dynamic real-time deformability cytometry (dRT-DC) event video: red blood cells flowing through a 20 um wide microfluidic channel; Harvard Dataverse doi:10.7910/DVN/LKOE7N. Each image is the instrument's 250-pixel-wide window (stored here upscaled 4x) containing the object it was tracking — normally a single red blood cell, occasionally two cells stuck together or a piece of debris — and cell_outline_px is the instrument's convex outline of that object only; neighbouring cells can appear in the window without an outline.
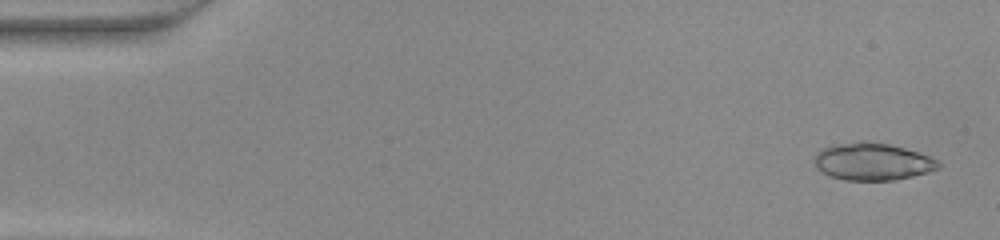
{"species": "common noctule bat (a hibernating species)", "species_latin": "Nyctalus noctula", "temperature_condition": "warm", "stored_images_in_passage": 46, "camera_frame_rate_fps": 3000, "um_per_image_px": 0.085, "animal": {"sex": "female", "body_mass_g": 22.0, "forearm_length_mm": 56.7}, "frame": {"image": 1, "passage_image": 2, "time_ms": 0.333, "image_size_px": [1000, 240], "cell_outline_px": [[940, 168], [928, 172], [896, 180], [844, 180], [828, 176], [816, 168], [812, 160], [816, 152], [832, 144], [856, 140], [868, 140], [888, 144], [904, 148], [928, 156], [936, 160], [940, 164]], "centroid_in_image_um": [74.08, 13.72], "position_along_channel_um": 10.9, "area_um2": 27.34}}